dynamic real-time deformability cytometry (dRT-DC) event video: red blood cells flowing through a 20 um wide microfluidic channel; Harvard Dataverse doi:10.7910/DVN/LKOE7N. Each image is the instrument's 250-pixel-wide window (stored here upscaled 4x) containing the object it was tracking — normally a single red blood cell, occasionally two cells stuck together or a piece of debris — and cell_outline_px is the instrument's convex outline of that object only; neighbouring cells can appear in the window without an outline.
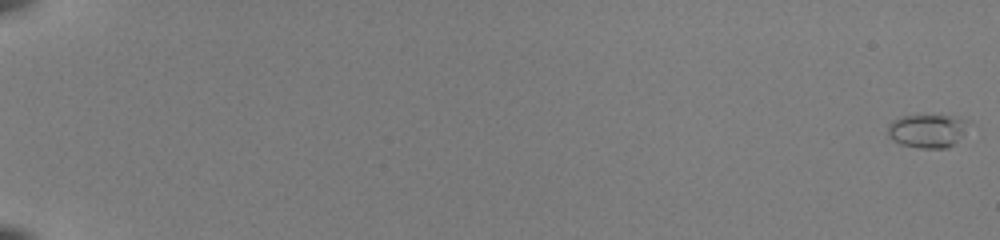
{"species": "common noctule bat (a hibernating species)", "species_latin": "Nyctalus noctula", "temperature_condition": "room temperature", "stored_images_in_passage": 55, "camera_frame_rate_fps": 3000, "um_per_image_px": 0.085, "animal": {"sex": "female", "body_mass_g": 22.0, "forearm_length_mm": 56.7}, "frame": {"image": 1, "passage_image": 1, "time_ms": 0.0, "image_size_px": [1000, 240], "cell_outline_px": [[972, 124], [948, 148], [924, 148], [900, 144], [892, 140], [888, 136], [888, 124], [900, 116], [952, 116], [972, 120]], "centroid_in_image_um": [78.85, 11.11], "position_along_channel_um": 6.1, "area_um2": 15.72}}
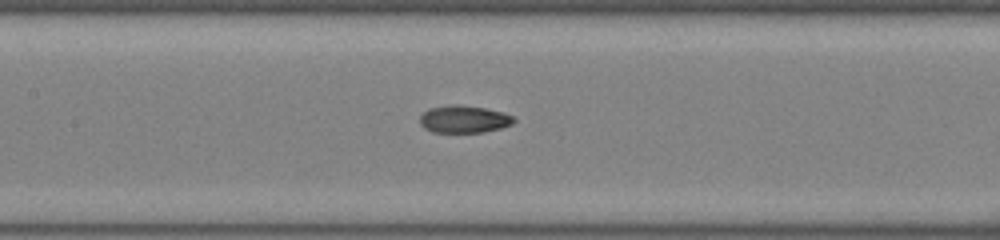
{"frame": {"image": 2, "passage_image": 30, "time_ms": 9.667, "image_size_px": [1000, 240], "cell_outline_px": [[516, 120], [512, 124], [500, 128], [484, 132], [432, 132], [424, 128], [420, 124], [420, 116], [428, 108], [448, 104], [456, 104], [484, 108], [504, 112], [512, 116]], "centroid_in_image_um": [39.42, 10.12], "position_along_channel_um": 168.0, "area_um2": 15.09}}
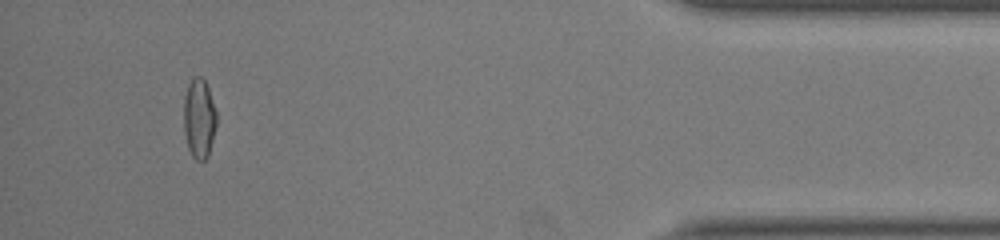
{"frame": {"image": 3, "passage_image": 52, "time_ms": 17.0, "image_size_px": [1000, 240], "cell_outline_px": [[216, 128], [208, 156], [204, 160], [196, 160], [192, 156], [188, 148], [184, 132], [184, 96], [188, 84], [192, 76], [200, 76], [204, 80], [208, 88], [216, 112]], "centroid_in_image_um": [16.92, 10.06], "position_along_channel_um": 418.3, "area_um2": 15.26}, "authors_computed_cell_mechanics": {"area_um2": 14.6812, "velocity_mm_per_s": 4.0362, "shape_relaxation_time_tau1_ms": null, "shape_relaxation_time_tau2_ms": 1.122, "deformation_change_tau1": null, "deformation_change_tau2": 0.0502}}